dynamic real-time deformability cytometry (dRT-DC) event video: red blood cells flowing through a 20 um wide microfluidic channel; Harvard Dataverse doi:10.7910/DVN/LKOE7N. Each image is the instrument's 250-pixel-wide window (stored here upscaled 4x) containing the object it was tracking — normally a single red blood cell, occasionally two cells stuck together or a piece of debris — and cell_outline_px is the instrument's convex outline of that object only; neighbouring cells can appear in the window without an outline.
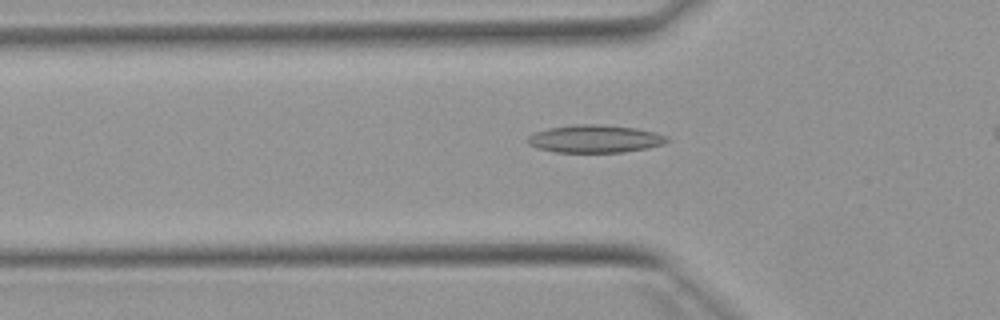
{"species": "Egyptian fruit bat (a non-hibernating species)", "species_latin": "Rousettus aegyptiacus", "temperature_condition": "warm", "stored_images_in_passage": 37, "camera_frame_rate_fps": 3000, "um_per_image_px": 0.085, "animal": {"sex": "female"}, "frame": {"image": 1, "passage_image": 11, "time_ms": 3.333, "image_size_px": [1000, 320], "cell_outline_px": [[672, 140], [664, 144], [648, 148], [624, 152], [556, 152], [536, 148], [528, 144], [528, 136], [536, 132], [548, 128], [576, 124], [600, 124], [636, 128], [652, 132], [664, 136]], "centroid_in_image_um": [50.57, 11.8], "position_along_channel_um": 75.2, "area_um2": 22.48}}
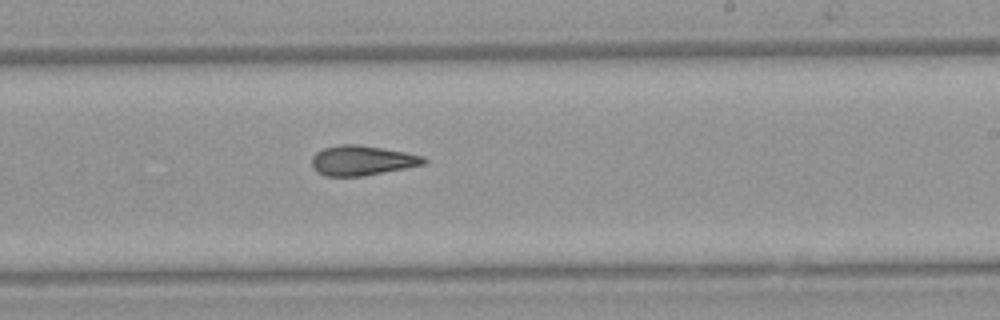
{"frame": {"image": 2, "passage_image": 25, "time_ms": 8.0, "image_size_px": [1000, 320], "cell_outline_px": [[428, 160], [424, 164], [364, 176], [324, 176], [316, 172], [312, 168], [312, 156], [316, 152], [324, 148], [340, 144], [356, 144], [404, 152], [424, 156]], "centroid_in_image_um": [30.73, 13.64], "position_along_channel_um": 258.3, "area_um2": 19.42}}
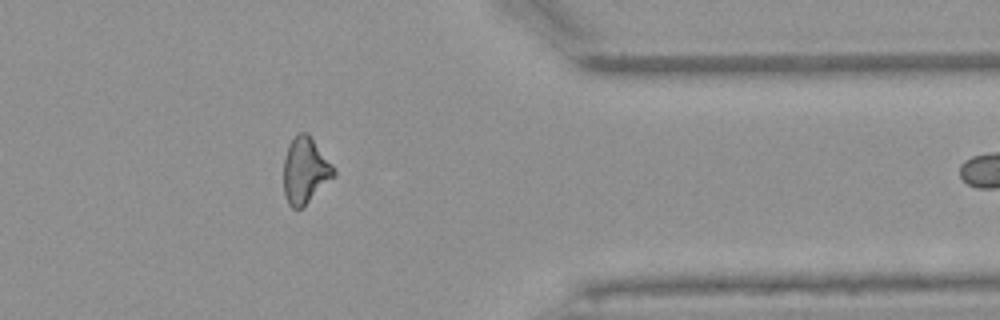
{"frame": {"image": 3, "passage_image": 36, "time_ms": 11.667, "image_size_px": [1000, 320], "cell_outline_px": [[336, 176], [300, 208], [292, 208], [288, 204], [284, 196], [284, 156], [288, 144], [300, 132], [308, 132], [332, 164], [336, 172]], "centroid_in_image_um": [25.94, 14.47], "position_along_channel_um": 385.5, "area_um2": 19.25}}